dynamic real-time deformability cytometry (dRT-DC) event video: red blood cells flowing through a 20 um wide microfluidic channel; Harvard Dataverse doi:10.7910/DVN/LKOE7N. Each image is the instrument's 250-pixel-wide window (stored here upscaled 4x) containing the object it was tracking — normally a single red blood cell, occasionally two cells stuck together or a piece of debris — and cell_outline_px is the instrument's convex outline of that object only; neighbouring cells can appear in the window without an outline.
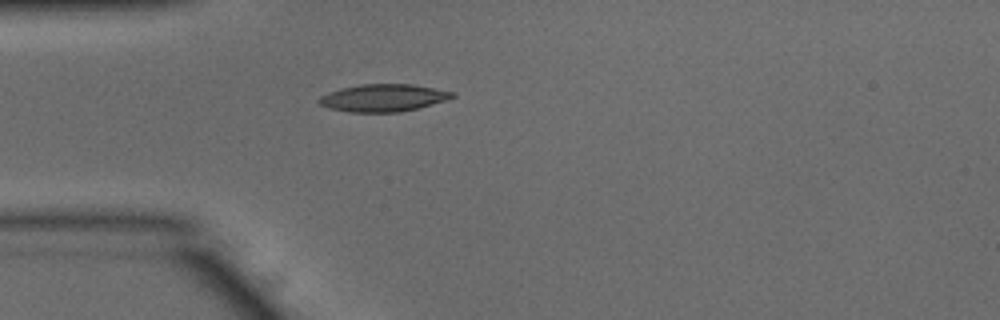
{"species": "common noctule bat (a hibernating species)", "species_latin": "Nyctalus noctula", "temperature_condition": "warm", "stored_images_in_passage": 38, "camera_frame_rate_fps": 3000, "um_per_image_px": 0.085, "animal": {"sex": "male", "body_mass_g": 15.6}, "frame": {"image": 1, "passage_image": 1, "time_ms": 0.0, "image_size_px": [1000, 320], "cell_outline_px": [[456, 96], [432, 104], [400, 112], [348, 112], [328, 108], [320, 104], [316, 100], [320, 96], [328, 92], [340, 88], [360, 84], [412, 84], [456, 92]], "centroid_in_image_um": [32.54, 8.31], "position_along_channel_um": 52.5, "area_um2": 21.33}}
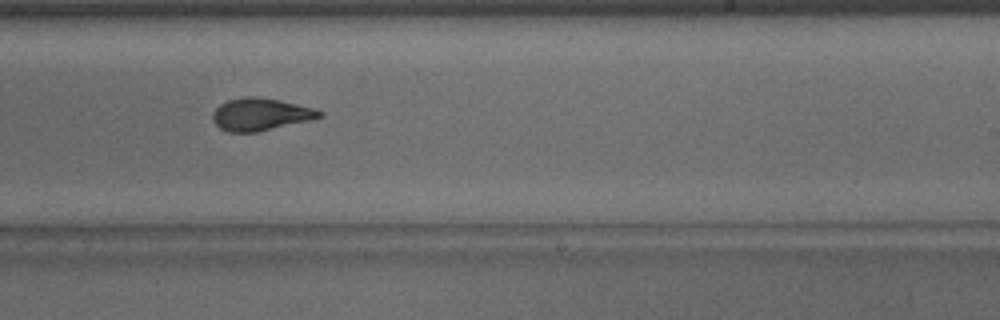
{"frame": {"image": 2, "passage_image": 18, "time_ms": 5.667, "image_size_px": [1000, 320], "cell_outline_px": [[324, 116], [308, 120], [256, 132], [228, 132], [220, 128], [212, 120], [212, 112], [220, 104], [228, 100], [248, 96], [252, 96], [280, 100], [312, 108], [324, 112]], "centroid_in_image_um": [22.11, 9.72], "position_along_channel_um": 266.9, "area_um2": 19.88}}
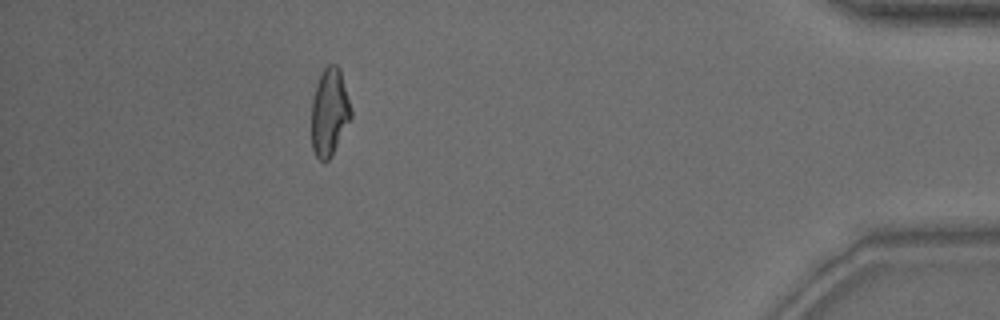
{"frame": {"image": 3, "passage_image": 33, "time_ms": 10.667, "image_size_px": [1000, 320], "cell_outline_px": [[352, 116], [332, 156], [328, 160], [320, 160], [316, 156], [312, 148], [312, 100], [316, 84], [324, 68], [328, 64], [336, 64], [340, 68], [352, 112]], "centroid_in_image_um": [28.0, 9.53], "position_along_channel_um": 407.2, "area_um2": 20.06}, "authors_computed_cell_mechanics": {"area_um2": 20.3745, "velocity_mm_per_s": 3.8922, "shape_relaxation_time_tau1_ms": 5.7424, "shape_relaxation_time_tau2_ms": 1.6496, "deformation_change_tau1": 0.2275, "deformation_change_tau2": 0.0871}}